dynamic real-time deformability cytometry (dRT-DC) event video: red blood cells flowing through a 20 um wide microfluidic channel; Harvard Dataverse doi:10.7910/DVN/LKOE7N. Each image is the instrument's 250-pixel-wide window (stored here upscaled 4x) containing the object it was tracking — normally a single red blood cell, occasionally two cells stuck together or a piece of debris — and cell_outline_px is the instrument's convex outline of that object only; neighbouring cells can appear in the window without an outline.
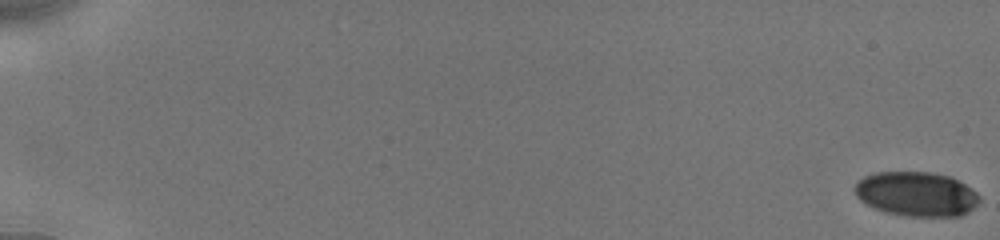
{"species": "human", "species_latin": "Homo sapiens", "temperature_condition": "cold", "stored_images_in_passage": 93, "camera_frame_rate_fps": 3000, "um_per_image_px": 0.085, "donor": {"sex": "male"}, "frame": {"image": 1, "passage_image": 1, "time_ms": 0.0, "image_size_px": [1000, 240], "cell_outline_px": [[980, 200], [968, 212], [960, 216], [904, 216], [884, 212], [860, 200], [856, 196], [852, 188], [864, 176], [876, 172], [928, 172], [948, 176], [964, 184], [976, 192], [980, 196]], "centroid_in_image_um": [77.87, 16.49], "position_along_channel_um": 7.1, "area_um2": 32.19}}
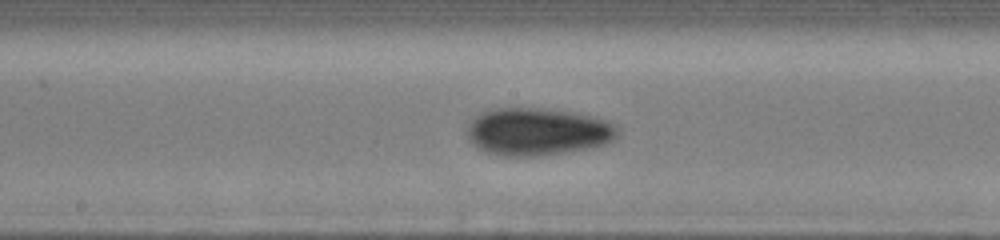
{"frame": {"image": 2, "passage_image": 58, "time_ms": 10.333, "image_size_px": [1000, 240], "cell_outline_px": [[620, 136], [604, 144], [592, 148], [540, 156], [504, 156], [484, 152], [476, 148], [468, 140], [468, 124], [480, 112], [496, 108], [540, 108], [572, 112], [592, 116], [616, 124], [620, 128]], "centroid_in_image_um": [45.71, 11.2], "position_along_channel_um": 202.5, "area_um2": 42.14}}
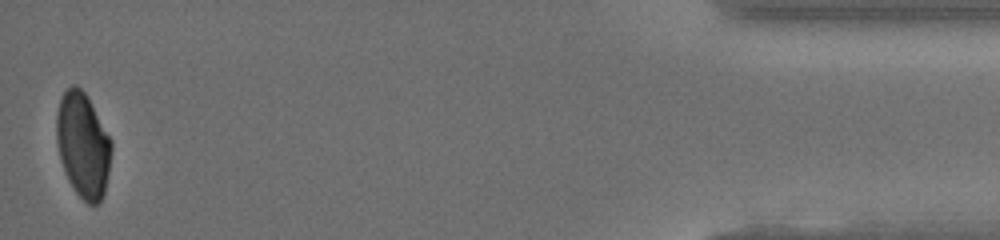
{"frame": {"image": 3, "passage_image": 92, "time_ms": 18.0, "image_size_px": [1000, 240], "cell_outline_px": [[112, 148], [108, 172], [104, 192], [100, 200], [96, 204], [88, 204], [76, 192], [68, 180], [60, 160], [56, 140], [56, 112], [60, 100], [64, 92], [72, 84], [76, 84], [84, 92], [112, 140]], "centroid_in_image_um": [7.04, 12.32], "position_along_channel_um": 428.2, "area_um2": 33.35}, "authors_computed_cell_mechanics": {"area_um2": 36.5874, "velocity_mm_per_s": 3.9178, "shape_relaxation_time_tau1_ms": 7.8944, "shape_relaxation_time_tau2_ms": 6.4572, "deformation_change_tau1": 0.1349, "deformation_change_tau2": 0.0879}}